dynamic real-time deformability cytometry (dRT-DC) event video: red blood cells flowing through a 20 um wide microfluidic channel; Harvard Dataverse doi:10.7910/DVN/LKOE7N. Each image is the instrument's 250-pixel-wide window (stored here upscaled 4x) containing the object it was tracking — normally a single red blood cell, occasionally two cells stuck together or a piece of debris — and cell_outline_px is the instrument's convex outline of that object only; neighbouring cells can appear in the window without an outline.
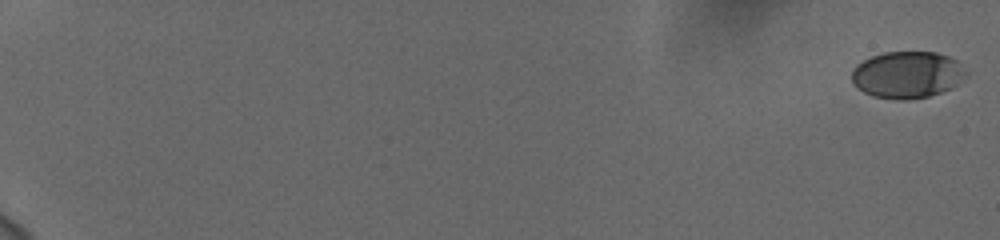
{"species": "human", "species_latin": "Homo sapiens", "temperature_condition": "cold", "stored_images_in_passage": 19, "camera_frame_rate_fps": 3000, "um_per_image_px": 0.085, "donor": {"sex": "female"}, "frame": {"image": 1, "passage_image": 1, "time_ms": 0.0, "image_size_px": [1000, 240], "cell_outline_px": [[968, 76], [956, 84], [940, 92], [928, 96], [904, 100], [900, 100], [876, 96], [864, 92], [852, 84], [852, 68], [856, 64], [872, 56], [884, 52], [936, 52], [948, 56], [956, 60], [968, 72]], "centroid_in_image_um": [77.11, 6.34], "position_along_channel_um": 7.9, "area_um2": 31.1}}
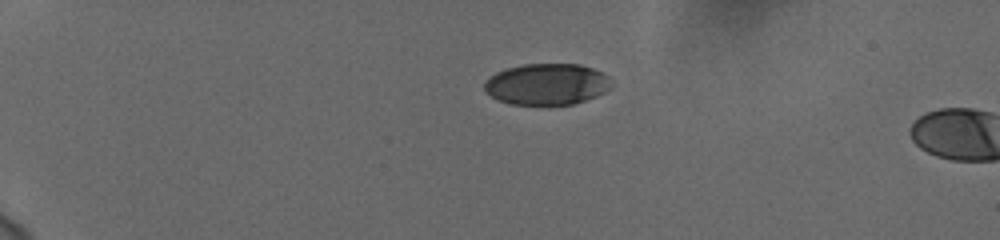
{"frame": {"image": 2, "passage_image": 16, "time_ms": 5.0, "image_size_px": [1000, 240], "cell_outline_px": [[608, 88], [604, 92], [596, 96], [572, 104], [508, 104], [484, 92], [484, 84], [488, 76], [496, 72], [508, 68], [524, 64], [580, 64], [592, 68], [608, 76]], "centroid_in_image_um": [46.42, 7.15], "position_along_channel_um": 38.6, "area_um2": 30.23}}